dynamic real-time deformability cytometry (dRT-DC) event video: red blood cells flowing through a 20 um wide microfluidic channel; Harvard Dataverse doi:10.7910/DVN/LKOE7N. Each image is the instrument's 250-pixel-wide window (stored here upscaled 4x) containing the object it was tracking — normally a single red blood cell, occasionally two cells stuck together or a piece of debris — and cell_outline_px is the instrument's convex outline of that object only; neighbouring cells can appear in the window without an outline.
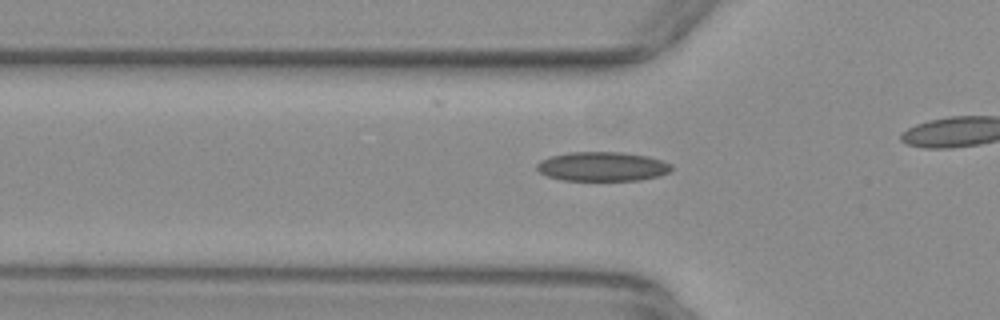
{"species": "common noctule bat (a hibernating species)", "species_latin": "Nyctalus noctula", "temperature_condition": "warm", "stored_images_in_passage": 34, "camera_frame_rate_fps": 3000, "um_per_image_px": 0.085, "animal": {"sex": "female", "body_mass_g": 29.2, "forearm_length_mm": 56.3}, "frame": {"image": 1, "passage_image": 11, "time_ms": 3.333, "image_size_px": [1000, 320], "cell_outline_px": [[672, 168], [668, 172], [660, 176], [640, 180], [560, 180], [548, 176], [540, 172], [536, 168], [536, 164], [540, 160], [552, 156], [568, 152], [624, 152], [648, 156], [672, 164]], "centroid_in_image_um": [51.2, 14.15], "position_along_channel_um": 74.6, "area_um2": 23.0}}
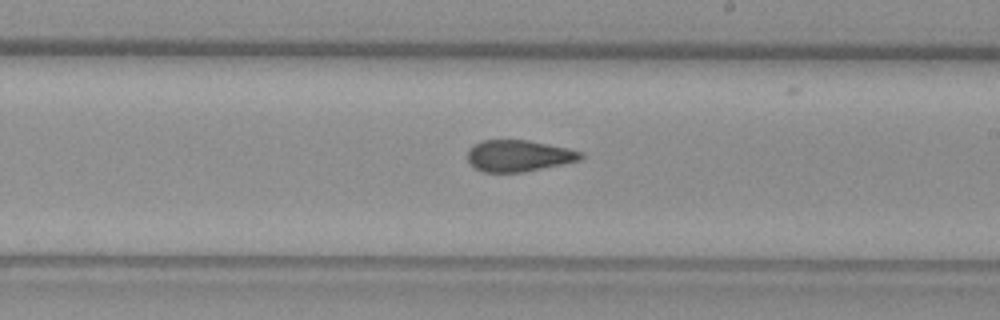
{"frame": {"image": 2, "passage_image": 24, "time_ms": 7.667, "image_size_px": [1000, 320], "cell_outline_px": [[584, 156], [580, 160], [524, 172], [484, 172], [476, 168], [468, 160], [468, 148], [472, 144], [480, 140], [528, 140], [568, 148], [584, 152]], "centroid_in_image_um": [44.08, 13.23], "position_along_channel_um": 244.9, "area_um2": 20.81}}
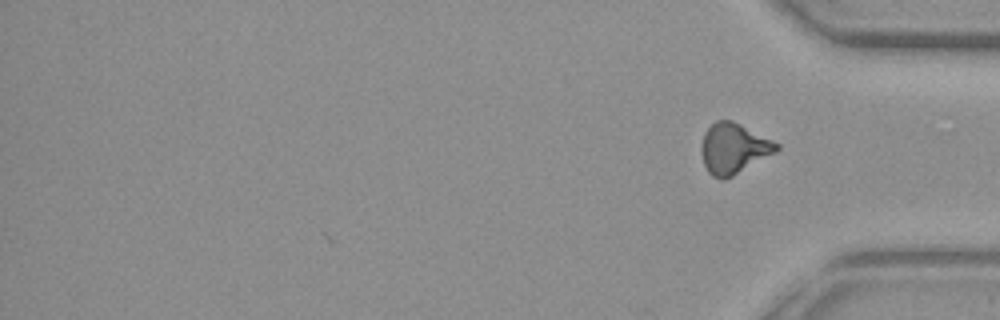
{"frame": {"image": 3, "passage_image": 34, "time_ms": 11.0, "image_size_px": [1000, 320], "cell_outline_px": [[780, 148], [776, 152], [732, 176], [724, 180], [720, 180], [712, 176], [708, 172], [704, 164], [700, 152], [700, 148], [704, 132], [716, 120], [732, 120], [780, 144]], "centroid_in_image_um": [62.33, 12.63], "position_along_channel_um": 372.9, "area_um2": 22.08}, "authors_computed_cell_mechanics": {"area_um2": 21.3571, "velocity_mm_per_s": 3.9144, "shape_relaxation_time_tau1_ms": null, "shape_relaxation_time_tau2_ms": 2.3808, "deformation_change_tau1": null, "deformation_change_tau2": 0.0973}}